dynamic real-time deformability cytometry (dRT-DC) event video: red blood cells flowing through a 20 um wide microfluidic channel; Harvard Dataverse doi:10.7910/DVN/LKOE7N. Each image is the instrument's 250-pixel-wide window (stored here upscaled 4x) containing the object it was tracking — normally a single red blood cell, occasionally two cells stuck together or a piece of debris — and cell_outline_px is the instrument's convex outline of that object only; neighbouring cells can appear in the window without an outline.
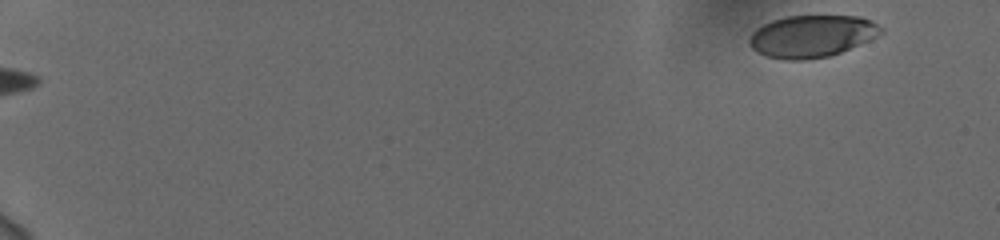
{"species": "human", "species_latin": "Homo sapiens", "temperature_condition": "cold", "stored_images_in_passage": 54, "camera_frame_rate_fps": 3000, "um_per_image_px": 0.085, "donor": {"sex": "female"}, "frame": {"image": 1, "passage_image": 1, "time_ms": 0.0, "image_size_px": [1000, 240], "cell_outline_px": [[884, 32], [868, 40], [840, 52], [828, 56], [804, 60], [784, 60], [768, 56], [756, 52], [748, 44], [748, 36], [756, 28], [772, 20], [784, 16], [860, 16], [872, 20], [884, 28]], "centroid_in_image_um": [68.98, 3.07], "position_along_channel_um": 16.0, "area_um2": 32.43}}
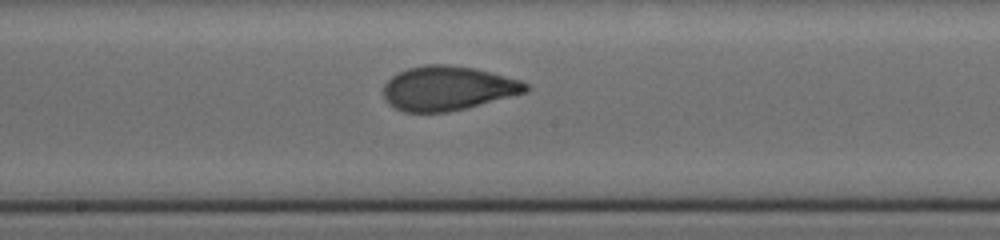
{"frame": {"image": 2, "passage_image": 31, "time_ms": 10.0, "image_size_px": [1000, 240], "cell_outline_px": [[528, 92], [448, 112], [404, 112], [388, 104], [384, 96], [384, 84], [392, 76], [408, 68], [428, 64], [448, 64], [472, 68], [520, 80], [528, 84]], "centroid_in_image_um": [38.04, 7.5], "position_along_channel_um": 210.2, "area_um2": 36.36}}
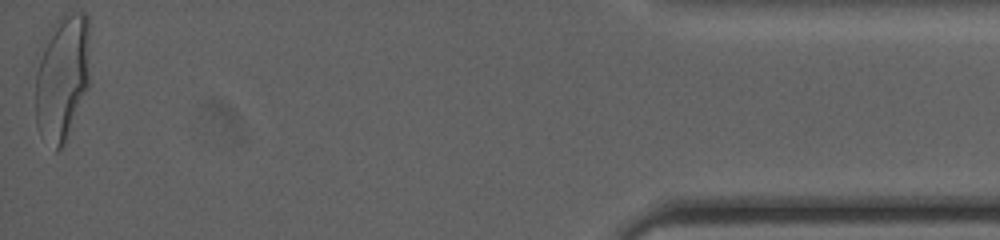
{"frame": {"image": 3, "passage_image": 54, "time_ms": 17.667, "image_size_px": [1000, 240], "cell_outline_px": [[88, 84], [64, 144], [56, 152], [36, 124], [36, 52], [56, 20], [60, 16], [72, 12], [84, 12], [88, 16]], "centroid_in_image_um": [5.25, 6.49], "position_along_channel_um": 430.0, "area_um2": 39.88}, "authors_computed_cell_mechanics": {"area_um2": 36.0961, "velocity_mm_per_s": 3.7533, "shape_relaxation_time_tau1_ms": 4.0927, "shape_relaxation_time_tau2_ms": null, "deformation_change_tau1": 0.1629, "deformation_change_tau2": null}}